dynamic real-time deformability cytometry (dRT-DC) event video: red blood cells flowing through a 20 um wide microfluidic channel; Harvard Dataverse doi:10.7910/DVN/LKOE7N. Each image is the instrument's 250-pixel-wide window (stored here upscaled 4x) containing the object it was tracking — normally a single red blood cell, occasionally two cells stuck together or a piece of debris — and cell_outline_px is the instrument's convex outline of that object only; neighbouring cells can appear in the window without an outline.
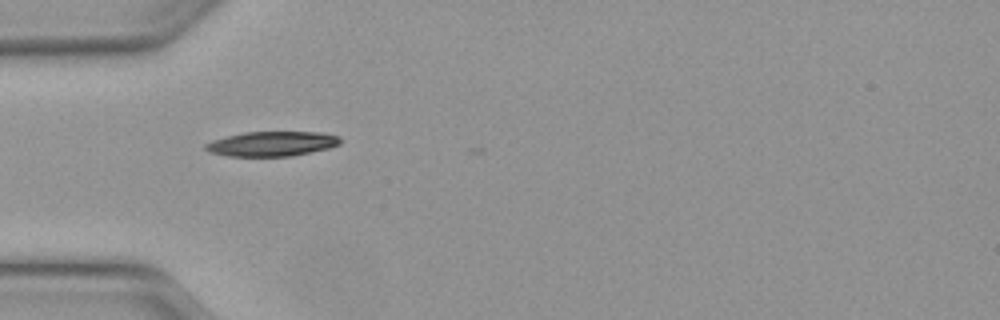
{"species": "Egyptian fruit bat (a non-hibernating species)", "species_latin": "Rousettus aegyptiacus", "temperature_condition": "warm", "stored_images_in_passage": 7, "camera_frame_rate_fps": 3000, "um_per_image_px": 0.085, "animal": {"sex": "female"}, "frame": {"image": 1, "passage_image": 1, "time_ms": 0.0, "image_size_px": [1000, 320], "cell_outline_px": [[340, 144], [328, 148], [292, 156], [228, 156], [212, 152], [204, 148], [204, 144], [212, 140], [244, 132], [320, 132], [340, 136]], "centroid_in_image_um": [23.12, 12.22], "position_along_channel_um": 61.9, "area_um2": 19.31}}
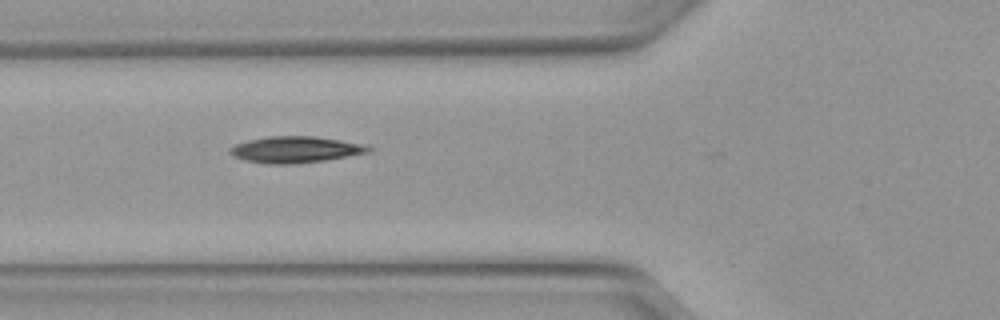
{"frame": {"image": 2, "passage_image": 4, "time_ms": 1.0, "image_size_px": [1000, 320], "cell_outline_px": [[372, 148], [368, 152], [324, 160], [292, 164], [268, 164], [244, 160], [236, 156], [228, 148], [236, 144], [248, 140], [268, 136], [312, 136], [340, 140], [360, 144]], "centroid_in_image_um": [25.06, 12.71], "position_along_channel_um": 100.7, "area_um2": 20.81}}